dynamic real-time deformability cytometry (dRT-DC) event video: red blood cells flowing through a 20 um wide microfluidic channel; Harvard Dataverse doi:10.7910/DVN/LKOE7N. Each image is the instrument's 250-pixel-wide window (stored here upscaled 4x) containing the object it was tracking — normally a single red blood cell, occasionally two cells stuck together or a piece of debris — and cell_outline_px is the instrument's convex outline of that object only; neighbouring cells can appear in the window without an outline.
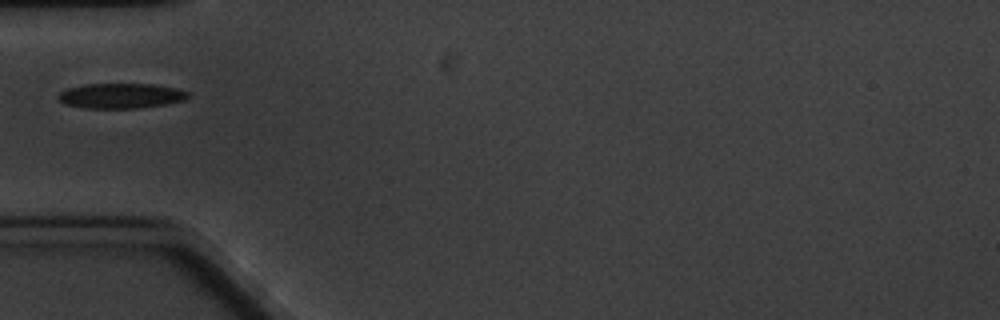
{"species": "common noctule bat (a hibernating species)", "species_latin": "Nyctalus noctula", "temperature_condition": "cold", "stored_images_in_passage": 5, "camera_frame_rate_fps": 3000, "um_per_image_px": 0.085, "animal": {"sex": "male", "body_mass_g": 20.1, "forearm_length_mm": 53.5}, "frame": {"image": 1, "passage_image": 1, "time_ms": 0.0, "image_size_px": [1000, 320], "cell_outline_px": [[192, 96], [184, 100], [164, 104], [140, 108], [84, 108], [64, 104], [56, 96], [60, 92], [68, 88], [84, 84], [152, 84], [176, 88], [192, 92]], "centroid_in_image_um": [10.3, 8.14], "position_along_channel_um": 74.7, "area_um2": 19.13}}
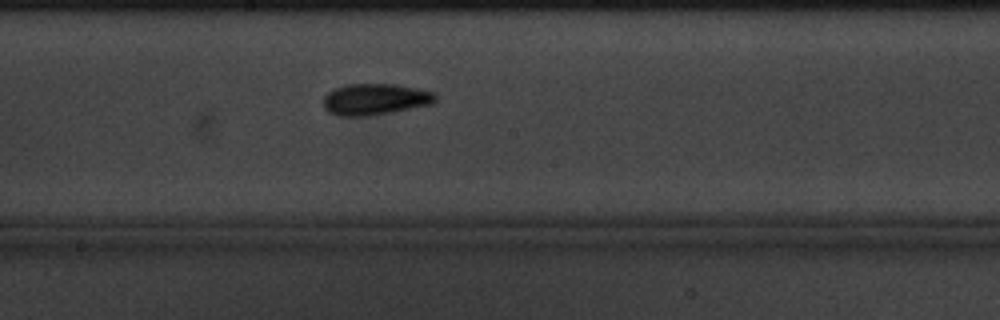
{"frame": {"image": 2, "passage_image": 5, "time_ms": 4.333, "image_size_px": [1000, 320], "cell_outline_px": [[436, 100], [432, 104], [392, 112], [368, 116], [336, 116], [328, 112], [324, 108], [324, 96], [328, 92], [336, 88], [348, 84], [396, 84], [436, 92]], "centroid_in_image_um": [31.89, 8.44], "position_along_channel_um": 216.3, "area_um2": 20.58}}